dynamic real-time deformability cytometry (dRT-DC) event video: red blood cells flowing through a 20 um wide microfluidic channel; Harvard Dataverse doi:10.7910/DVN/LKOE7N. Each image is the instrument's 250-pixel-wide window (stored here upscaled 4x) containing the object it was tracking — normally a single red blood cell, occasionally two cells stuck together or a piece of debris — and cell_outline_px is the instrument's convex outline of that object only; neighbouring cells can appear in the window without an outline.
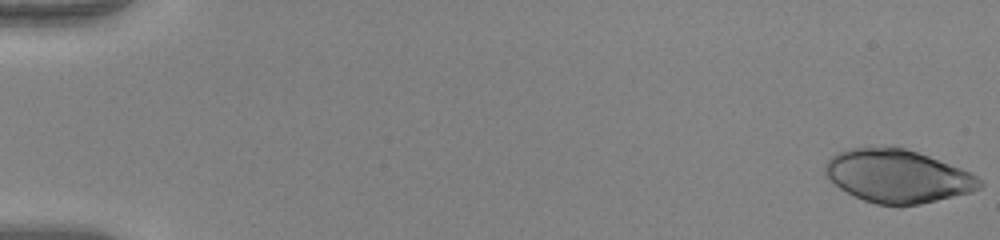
{"species": "human", "species_latin": "Homo sapiens", "temperature_condition": "warm", "stored_images_in_passage": 51, "camera_frame_rate_fps": 3000, "um_per_image_px": 0.085, "donor": {"sex": "female"}, "frame": {"image": 1, "passage_image": 1, "time_ms": 0.0, "image_size_px": [1000, 240], "cell_outline_px": [[984, 184], [980, 188], [972, 192], [920, 204], [900, 208], [896, 208], [876, 204], [864, 200], [840, 188], [824, 172], [824, 164], [836, 152], [852, 148], [892, 144], [928, 156], [972, 172], [984, 180]], "centroid_in_image_um": [76.32, 14.97], "position_along_channel_um": 8.7, "area_um2": 48.61}}
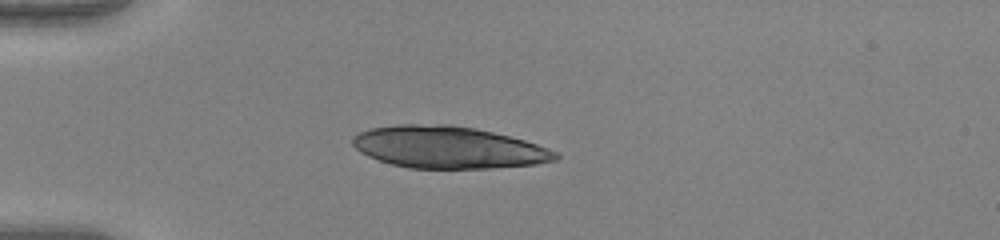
{"frame": {"image": 2, "passage_image": 15, "time_ms": 4.667, "image_size_px": [1000, 240], "cell_outline_px": [[560, 156], [556, 160], [536, 164], [492, 168], [408, 168], [392, 164], [368, 156], [360, 152], [352, 144], [352, 136], [368, 128], [396, 124], [448, 124], [476, 128], [524, 140], [548, 148], [556, 152]], "centroid_in_image_um": [38.07, 12.51], "position_along_channel_um": 46.9, "area_um2": 49.71}}
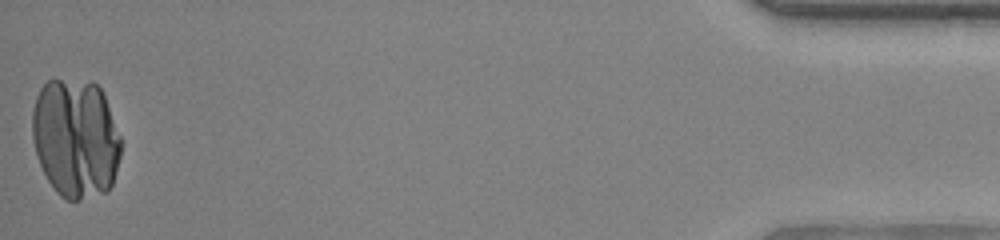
{"frame": {"image": 3, "passage_image": 51, "time_ms": 16.667, "image_size_px": [1000, 240], "cell_outline_px": [[120, 156], [112, 184], [108, 192], [80, 200], [68, 200], [60, 196], [56, 192], [48, 180], [40, 164], [36, 152], [32, 136], [32, 112], [36, 96], [40, 88], [48, 80], [92, 80], [100, 88], [104, 96], [120, 136]], "centroid_in_image_um": [6.42, 11.75], "position_along_channel_um": 428.8, "area_um2": 61.85}}